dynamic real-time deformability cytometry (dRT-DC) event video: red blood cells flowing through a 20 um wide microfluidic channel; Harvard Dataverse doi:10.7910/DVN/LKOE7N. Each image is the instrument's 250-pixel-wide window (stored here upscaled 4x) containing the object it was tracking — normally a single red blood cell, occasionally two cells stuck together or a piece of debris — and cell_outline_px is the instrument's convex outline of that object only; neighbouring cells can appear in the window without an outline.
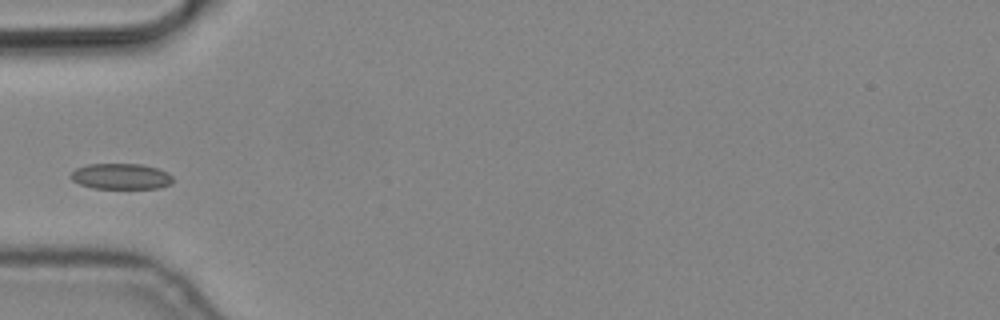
{"species": "common noctule bat (a hibernating species)", "species_latin": "Nyctalus noctula", "temperature_condition": "cold", "stored_images_in_passage": 9, "camera_frame_rate_fps": 3000, "um_per_image_px": 0.085, "animal": {"sex": "male", "body_mass_g": 19.2, "forearm_length_mm": 51.8}, "frame": {"image": 1, "passage_image": 4, "time_ms": 1.0, "image_size_px": [1000, 320], "cell_outline_px": [[172, 184], [160, 188], [92, 188], [80, 184], [72, 180], [68, 176], [76, 168], [88, 164], [140, 164], [156, 168], [168, 172], [172, 176]], "centroid_in_image_um": [10.27, 14.99], "position_along_channel_um": 74.7, "area_um2": 15.37}}
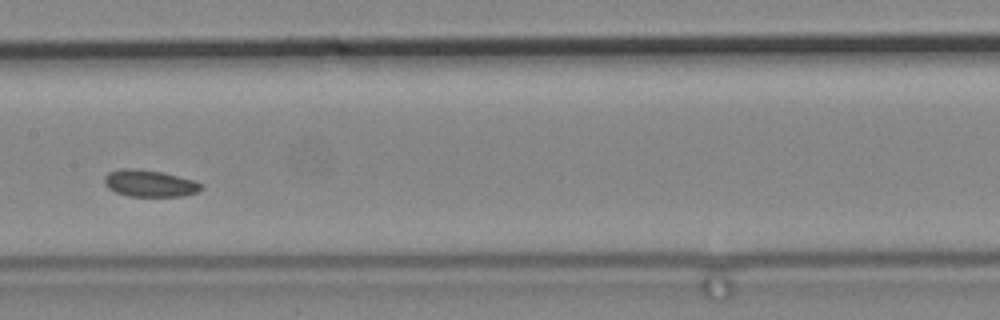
{"frame": {"image": 2, "passage_image": 7, "time_ms": 2.0, "image_size_px": [1000, 320], "cell_outline_px": [[204, 188], [196, 192], [184, 196], [128, 196], [116, 192], [108, 188], [104, 184], [104, 176], [108, 172], [120, 168], [132, 168], [164, 172], [192, 180], [204, 184]], "centroid_in_image_um": [12.71, 15.58], "position_along_channel_um": 194.7, "area_um2": 15.26}}
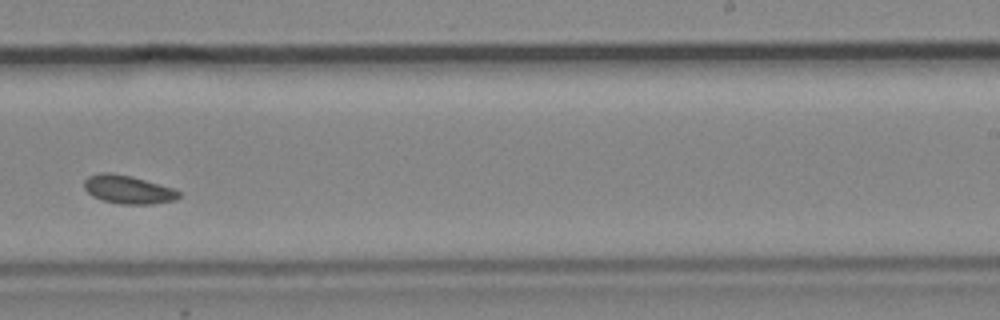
{"frame": {"image": 3, "passage_image": 9, "time_ms": 2.667, "image_size_px": [1000, 320], "cell_outline_px": [[180, 196], [176, 200], [152, 204], [120, 204], [100, 200], [92, 196], [84, 188], [84, 180], [88, 176], [100, 172], [112, 172], [132, 176], [176, 188], [180, 192]], "centroid_in_image_um": [10.9, 16.1], "position_along_channel_um": 278.1, "area_um2": 16.01}}